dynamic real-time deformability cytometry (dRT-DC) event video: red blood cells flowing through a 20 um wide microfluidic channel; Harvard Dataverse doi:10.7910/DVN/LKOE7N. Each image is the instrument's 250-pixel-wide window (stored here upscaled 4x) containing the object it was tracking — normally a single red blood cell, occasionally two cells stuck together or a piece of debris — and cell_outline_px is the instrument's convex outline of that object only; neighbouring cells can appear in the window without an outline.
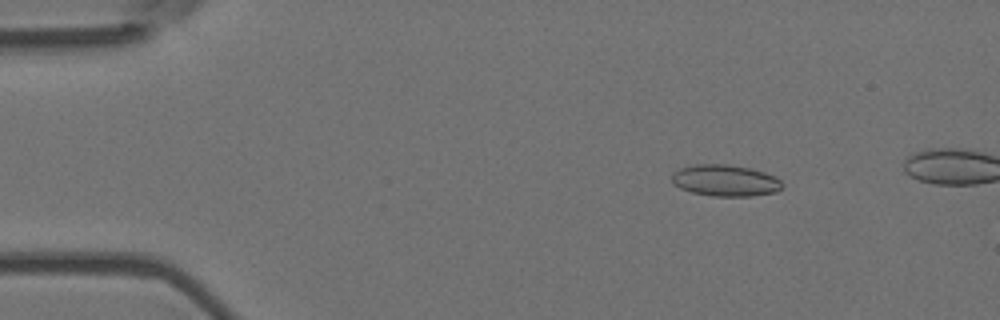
{"species": "Egyptian fruit bat (a non-hibernating species)", "species_latin": "Rousettus aegyptiacus", "temperature_condition": "room temperature", "stored_images_in_passage": 4, "camera_frame_rate_fps": 3000, "um_per_image_px": 0.085, "animal": {"sex": "female"}, "frame": {"image": 1, "passage_image": 2, "time_ms": 0.333, "image_size_px": [1000, 320], "cell_outline_px": [[784, 184], [776, 192], [752, 196], [712, 196], [692, 192], [680, 188], [672, 180], [672, 172], [680, 168], [696, 164], [728, 164], [748, 168], [764, 172], [776, 176]], "centroid_in_image_um": [61.66, 15.34], "position_along_channel_um": 23.3, "area_um2": 20.23}}